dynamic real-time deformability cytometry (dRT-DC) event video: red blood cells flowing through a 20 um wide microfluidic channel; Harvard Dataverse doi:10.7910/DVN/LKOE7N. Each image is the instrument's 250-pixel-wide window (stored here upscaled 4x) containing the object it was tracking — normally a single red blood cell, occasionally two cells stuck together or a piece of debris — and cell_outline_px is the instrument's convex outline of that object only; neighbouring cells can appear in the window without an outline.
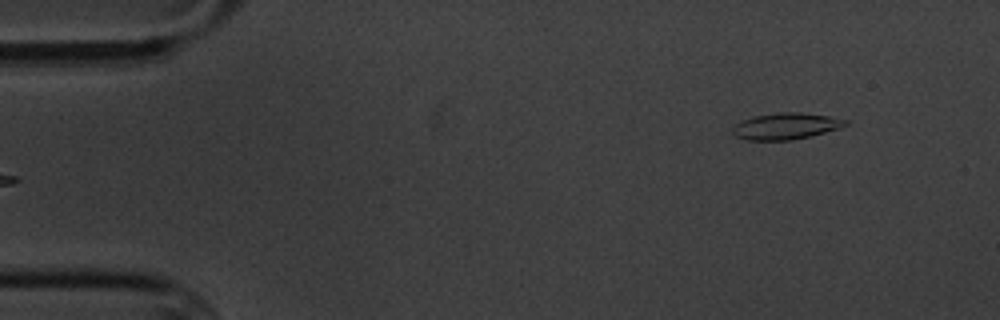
{"species": "common noctule bat (a hibernating species)", "species_latin": "Nyctalus noctula", "temperature_condition": "cold", "stored_images_in_passage": 4, "camera_frame_rate_fps": 3000, "um_per_image_px": 0.085, "animal": {"sex": "male", "body_mass_g": 20.1, "forearm_length_mm": 53.5}, "frame": {"image": 1, "passage_image": 4, "time_ms": 4.333, "image_size_px": [1000, 320], "cell_outline_px": [[848, 124], [840, 128], [812, 136], [792, 140], [744, 140], [736, 136], [732, 132], [732, 124], [740, 120], [752, 116], [780, 112], [800, 112], [828, 116], [848, 120]], "centroid_in_image_um": [66.75, 10.72], "position_along_channel_um": 18.2, "area_um2": 17.69}}